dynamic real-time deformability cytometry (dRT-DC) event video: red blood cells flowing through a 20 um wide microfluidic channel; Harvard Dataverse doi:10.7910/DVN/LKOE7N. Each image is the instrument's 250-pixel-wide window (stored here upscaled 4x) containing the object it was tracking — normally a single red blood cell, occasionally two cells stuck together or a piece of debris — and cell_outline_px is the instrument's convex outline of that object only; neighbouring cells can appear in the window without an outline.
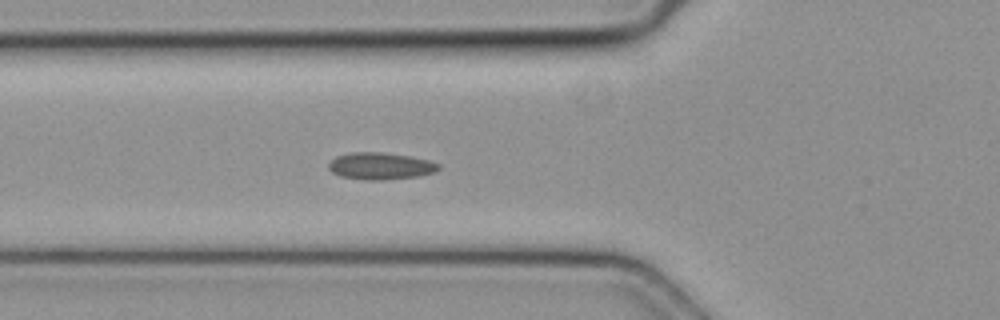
{"species": "common noctule bat (a hibernating species)", "species_latin": "Nyctalus noctula", "temperature_condition": "cold", "stored_images_in_passage": 45, "camera_frame_rate_fps": 3000, "um_per_image_px": 0.085, "animal": {"sex": "female", "body_mass_g": 19.3, "forearm_length_mm": 54.1}, "frame": {"image": 1, "passage_image": 13, "time_ms": 4.0, "image_size_px": [1000, 320], "cell_outline_px": [[440, 168], [436, 172], [416, 176], [376, 180], [372, 180], [344, 176], [332, 172], [328, 168], [328, 164], [336, 156], [352, 152], [380, 152], [408, 156], [428, 160], [440, 164]], "centroid_in_image_um": [32.35, 14.09], "position_along_channel_um": 93.4, "area_um2": 16.88}}
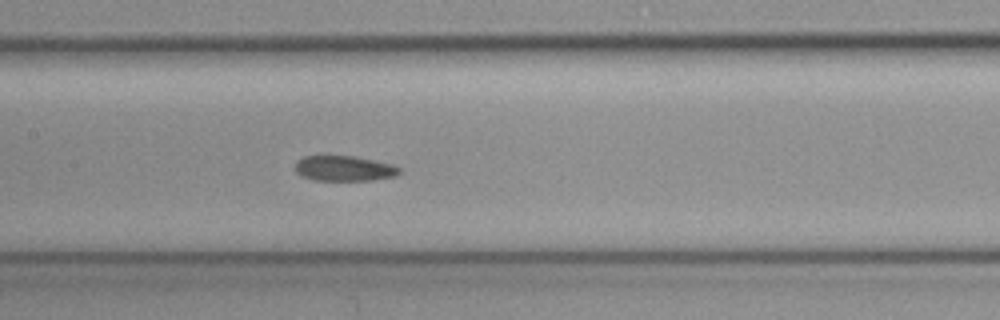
{"frame": {"image": 2, "passage_image": 19, "time_ms": 6.0, "image_size_px": [1000, 320], "cell_outline_px": [[400, 172], [396, 176], [372, 180], [312, 180], [300, 176], [296, 172], [296, 160], [304, 156], [352, 156], [392, 164], [400, 168]], "centroid_in_image_um": [29.23, 14.32], "position_along_channel_um": 178.2, "area_um2": 15.32}}
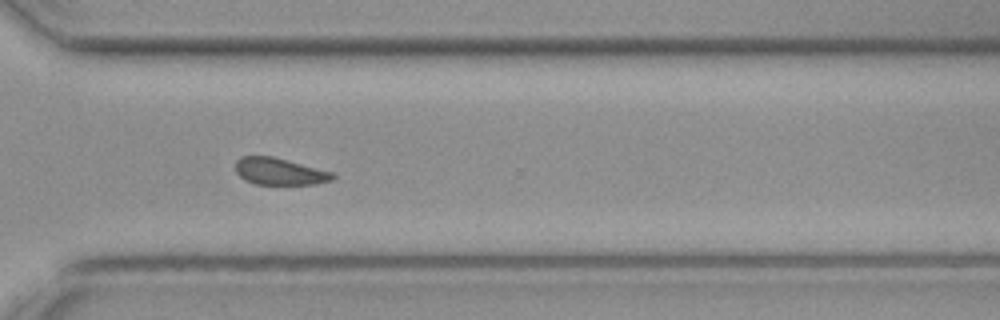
{"frame": {"image": 3, "passage_image": 31, "time_ms": 10.0, "image_size_px": [1000, 320], "cell_outline_px": [[336, 176], [332, 180], [316, 184], [256, 184], [244, 180], [236, 172], [236, 160], [240, 156], [272, 156], [332, 172]], "centroid_in_image_um": [23.74, 14.57], "position_along_channel_um": 346.9, "area_um2": 15.14}}